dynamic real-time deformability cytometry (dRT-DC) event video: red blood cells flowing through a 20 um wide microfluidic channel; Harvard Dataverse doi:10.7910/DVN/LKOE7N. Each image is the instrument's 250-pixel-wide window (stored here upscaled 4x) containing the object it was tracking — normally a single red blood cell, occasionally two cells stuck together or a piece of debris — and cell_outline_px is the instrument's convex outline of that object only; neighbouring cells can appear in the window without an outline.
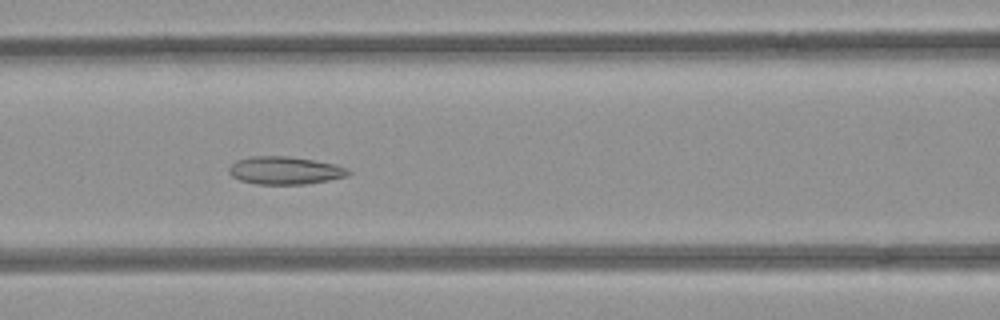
{"species": "common noctule bat (a hibernating species)", "species_latin": "Nyctalus noctula", "temperature_condition": "room temperature", "stored_images_in_passage": 7, "camera_frame_rate_fps": 3000, "um_per_image_px": 0.085, "animal": {"sex": "female", "body_mass_g": 21.9}, "frame": {"image": 1, "passage_image": 5, "time_ms": 1.333, "image_size_px": [1000, 320], "cell_outline_px": [[352, 172], [348, 176], [308, 184], [256, 184], [240, 180], [232, 176], [228, 172], [228, 168], [236, 160], [252, 156], [288, 156], [336, 164]], "centroid_in_image_um": [24.2, 14.49], "position_along_channel_um": 142.4, "area_um2": 19.31}}
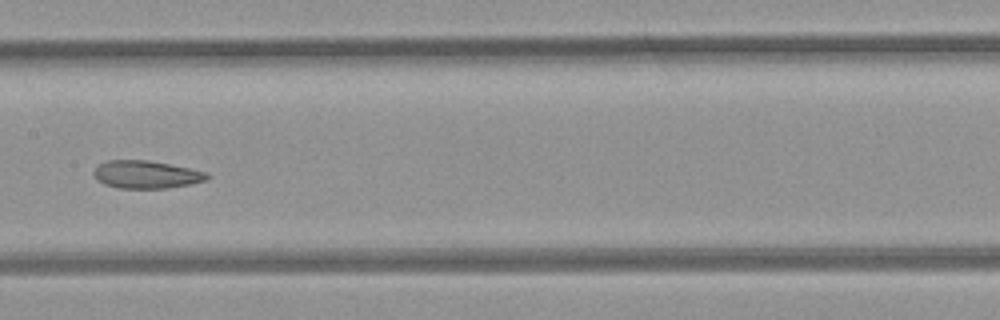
{"frame": {"image": 2, "passage_image": 6, "time_ms": 1.667, "image_size_px": [1000, 320], "cell_outline_px": [[212, 176], [208, 180], [168, 188], [120, 188], [104, 184], [96, 180], [92, 172], [100, 164], [108, 160], [148, 160], [208, 172]], "centroid_in_image_um": [12.44, 14.83], "position_along_channel_um": 195.0, "area_um2": 18.32}}
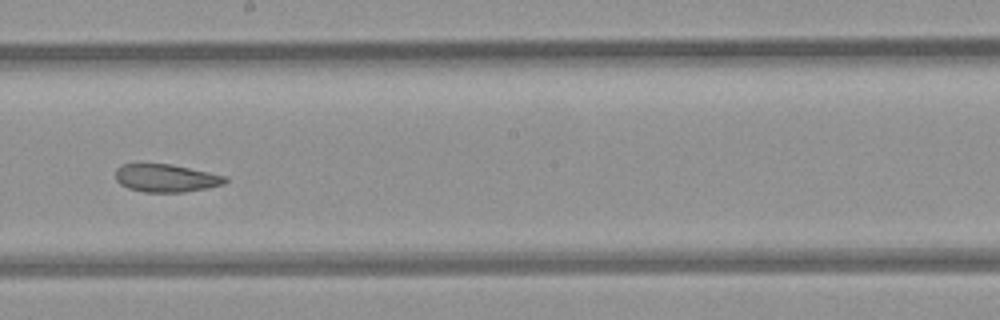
{"frame": {"image": 3, "passage_image": 7, "time_ms": 2.0, "image_size_px": [1000, 320], "cell_outline_px": [[228, 180], [224, 184], [208, 188], [184, 192], [144, 192], [128, 188], [120, 184], [116, 180], [116, 168], [120, 164], [172, 164], [228, 176]], "centroid_in_image_um": [14.13, 15.14], "position_along_channel_um": 234.1, "area_um2": 17.98}}